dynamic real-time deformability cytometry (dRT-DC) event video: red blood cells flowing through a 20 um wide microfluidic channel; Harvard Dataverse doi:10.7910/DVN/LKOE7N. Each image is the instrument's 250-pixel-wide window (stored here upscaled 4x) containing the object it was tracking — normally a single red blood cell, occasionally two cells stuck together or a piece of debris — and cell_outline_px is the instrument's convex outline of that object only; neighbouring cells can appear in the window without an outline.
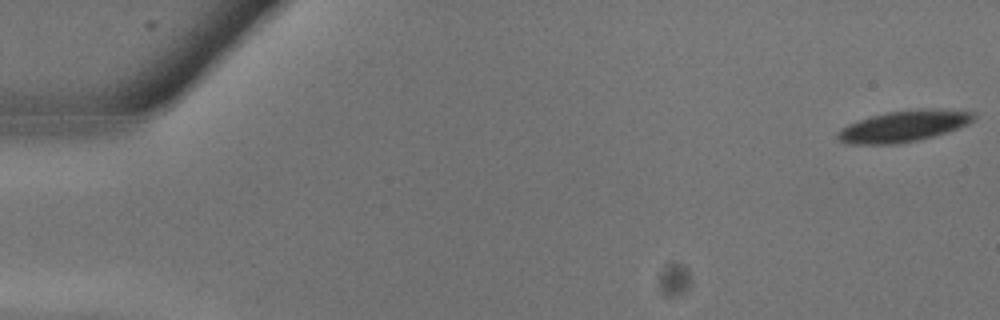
{"species": "common noctule bat (a hibernating species)", "species_latin": "Nyctalus noctula", "temperature_condition": "warm", "stored_images_in_passage": 12, "camera_frame_rate_fps": 3000, "um_per_image_px": 0.085, "animal": {"sex": "male", "body_mass_g": 13.3}, "frame": {"image": 1, "passage_image": 1, "time_ms": 0.0, "image_size_px": [1000, 320], "cell_outline_px": [[976, 116], [968, 124], [932, 136], [916, 140], [892, 144], [852, 144], [840, 140], [836, 136], [848, 124], [884, 112], [916, 108], [944, 108], [976, 112]], "centroid_in_image_um": [76.88, 10.68], "position_along_channel_um": 8.1, "area_um2": 24.57}}
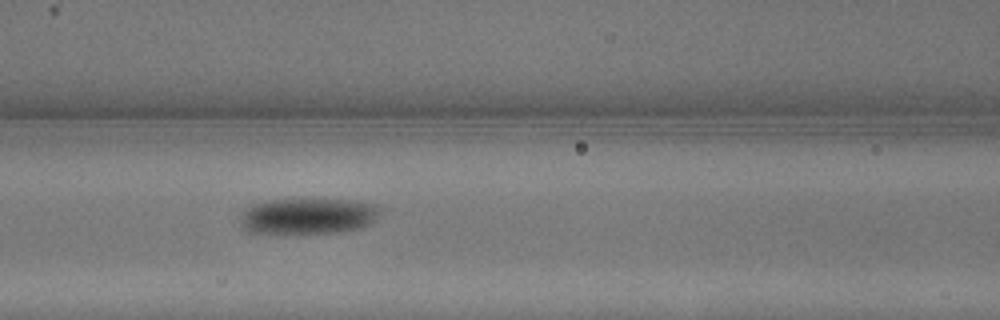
{"frame": {"image": 2, "passage_image": 12, "time_ms": 3.667, "image_size_px": [1000, 320], "cell_outline_px": [[384, 208], [372, 224], [360, 228], [336, 232], [252, 232], [244, 228], [240, 216], [248, 208], [256, 204], [268, 200], [352, 200], [376, 204]], "centroid_in_image_um": [26.3, 18.35], "position_along_channel_um": 140.3, "area_um2": 28.73}}